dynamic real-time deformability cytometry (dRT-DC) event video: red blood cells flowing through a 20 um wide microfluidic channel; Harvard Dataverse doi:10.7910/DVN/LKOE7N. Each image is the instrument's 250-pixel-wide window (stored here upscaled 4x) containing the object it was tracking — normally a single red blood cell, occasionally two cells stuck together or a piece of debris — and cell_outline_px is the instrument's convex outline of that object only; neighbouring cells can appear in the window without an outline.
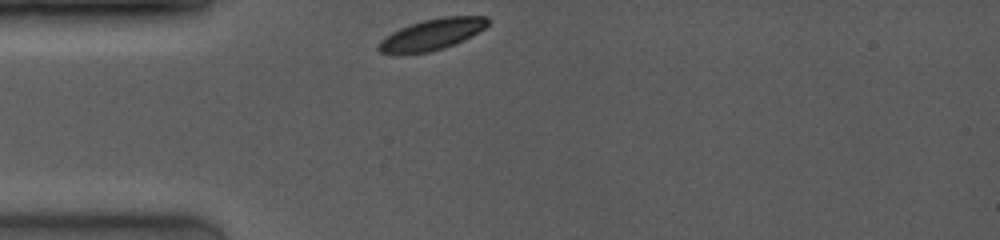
{"species": "common noctule bat (a hibernating species)", "species_latin": "Nyctalus noctula", "temperature_condition": "room temperature", "stored_images_in_passage": 26, "segment_of_instrument_passage": [1, 2], "camera_frame_rate_fps": 4000, "um_per_image_px": 0.085, "animal": {"sex": "female", "body_mass_g": 19.0, "forearm_length_mm": 53.3}, "frame": {"image": 1, "passage_image": 1, "time_ms": 0.0, "image_size_px": [1000, 240], "cell_outline_px": [[488, 24], [484, 28], [464, 40], [444, 48], [428, 52], [380, 52], [376, 48], [376, 44], [380, 40], [392, 32], [400, 28], [424, 20], [444, 16], [488, 16]], "centroid_in_image_um": [36.73, 2.9], "position_along_channel_um": 48.3, "area_um2": 19.36}}
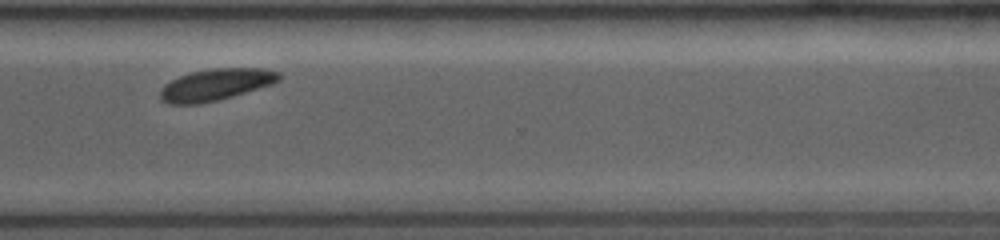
{"frame": {"image": 2, "passage_image": 20, "time_ms": 8.0, "image_size_px": [1000, 240], "cell_outline_px": [[284, 76], [280, 80], [272, 84], [220, 100], [200, 104], [168, 104], [160, 100], [160, 88], [164, 84], [180, 76], [192, 72], [212, 68], [260, 68], [280, 72]], "centroid_in_image_um": [18.35, 7.2], "position_along_channel_um": 352.3, "area_um2": 22.14}}
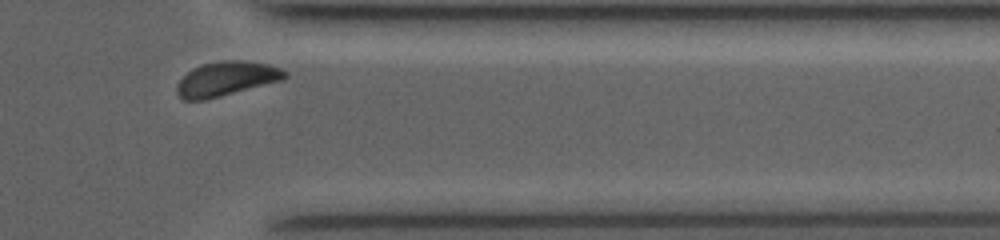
{"frame": {"image": 3, "passage_image": 23, "time_ms": 9.0, "image_size_px": [1000, 240], "cell_outline_px": [[288, 76], [284, 80], [204, 100], [184, 100], [176, 92], [176, 84], [192, 68], [200, 64], [224, 60], [240, 60], [268, 64], [280, 68], [288, 72]], "centroid_in_image_um": [19.25, 6.69], "position_along_channel_um": 392.1, "area_um2": 21.68}}